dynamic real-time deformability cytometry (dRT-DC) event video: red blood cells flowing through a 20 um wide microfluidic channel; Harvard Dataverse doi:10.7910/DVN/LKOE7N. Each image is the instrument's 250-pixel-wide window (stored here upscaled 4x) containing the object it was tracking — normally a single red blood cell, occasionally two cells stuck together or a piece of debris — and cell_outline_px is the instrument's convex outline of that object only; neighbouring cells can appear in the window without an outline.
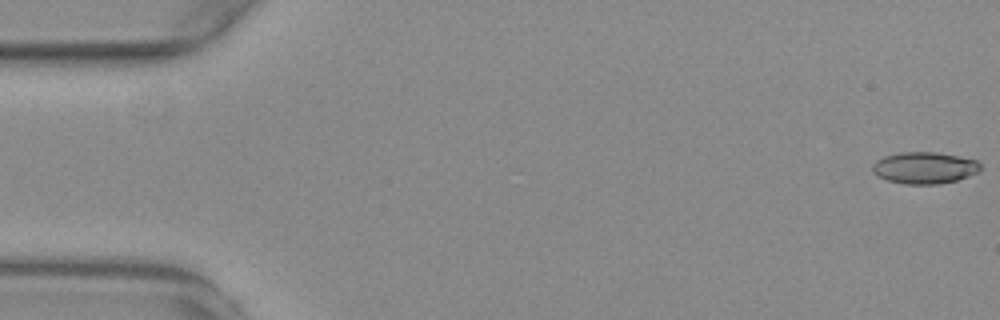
{"species": "common noctule bat (a hibernating species)", "species_latin": "Nyctalus noctula", "temperature_condition": "warm", "stored_images_in_passage": 55, "camera_frame_rate_fps": 3000, "um_per_image_px": 0.085, "animal": {"sex": "female", "body_mass_g": 29.2, "forearm_length_mm": 56.3}, "frame": {"image": 1, "passage_image": 1, "time_ms": 0.0, "image_size_px": [1000, 320], "cell_outline_px": [[980, 172], [956, 180], [936, 184], [904, 184], [888, 180], [872, 172], [872, 164], [876, 160], [884, 156], [900, 152], [936, 152], [976, 160], [980, 164]], "centroid_in_image_um": [78.56, 14.26], "position_along_channel_um": 6.4, "area_um2": 19.83}}
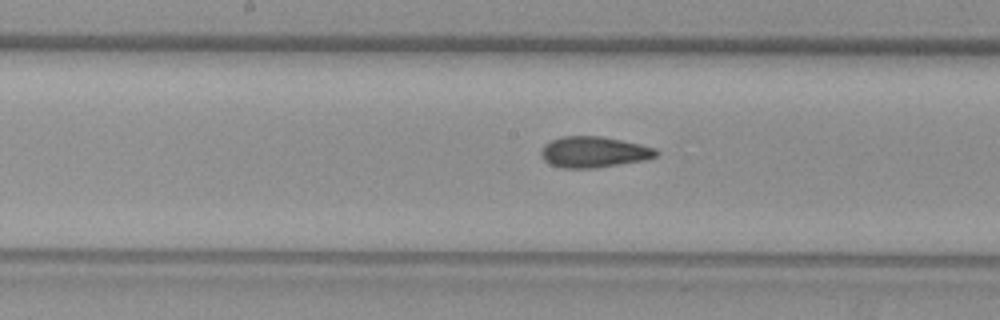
{"frame": {"image": 2, "passage_image": 28, "time_ms": 9.0, "image_size_px": [1000, 320], "cell_outline_px": [[660, 152], [656, 156], [644, 160], [596, 168], [560, 168], [548, 164], [540, 156], [540, 152], [544, 144], [552, 140], [564, 136], [600, 136], [640, 144], [656, 148]], "centroid_in_image_um": [50.45, 12.93], "position_along_channel_um": 197.8, "area_um2": 20.87}}
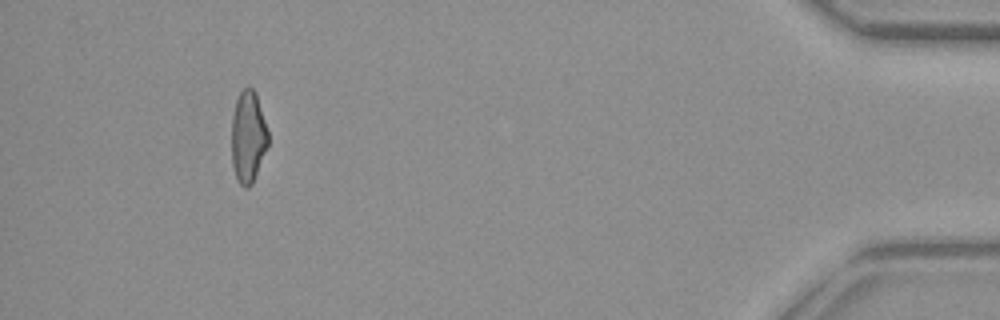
{"frame": {"image": 3, "passage_image": 51, "time_ms": 16.667, "image_size_px": [1000, 320], "cell_outline_px": [[268, 144], [252, 184], [248, 188], [244, 188], [240, 184], [236, 176], [232, 164], [232, 116], [236, 100], [240, 92], [248, 84], [256, 92], [268, 132]], "centroid_in_image_um": [21.08, 11.6], "position_along_channel_um": 414.1, "area_um2": 19.48}, "authors_computed_cell_mechanics": {"area_um2": 20.2878, "velocity_mm_per_s": 3.7749, "shape_relaxation_time_tau1_ms": null, "shape_relaxation_time_tau2_ms": 2.9818, "deformation_change_tau1": null, "deformation_change_tau2": 0.1061}}